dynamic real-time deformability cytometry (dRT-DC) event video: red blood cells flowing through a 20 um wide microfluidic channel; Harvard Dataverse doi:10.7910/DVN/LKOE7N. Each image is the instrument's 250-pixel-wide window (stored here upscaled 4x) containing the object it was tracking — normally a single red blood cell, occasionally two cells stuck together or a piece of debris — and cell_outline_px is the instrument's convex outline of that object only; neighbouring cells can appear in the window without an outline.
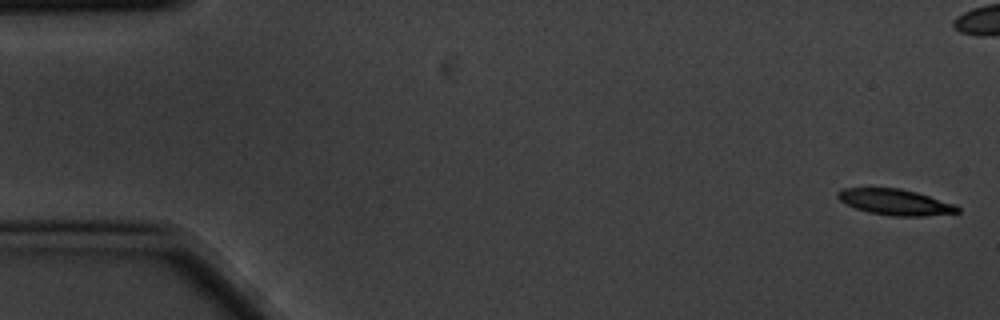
{"species": "common noctule bat (a hibernating species)", "species_latin": "Nyctalus noctula", "temperature_condition": "cold", "stored_images_in_passage": 6, "camera_frame_rate_fps": 3000, "um_per_image_px": 0.085, "animal": {"sex": "male", "body_mass_g": 20.1, "forearm_length_mm": 53.5}, "frame": {"image": 1, "passage_image": 1, "time_ms": 0.0, "image_size_px": [1000, 320], "cell_outline_px": [[960, 212], [924, 216], [892, 216], [868, 212], [856, 208], [840, 200], [836, 196], [836, 192], [844, 188], [900, 188], [916, 192], [956, 204], [960, 208]], "centroid_in_image_um": [76.11, 17.18], "position_along_channel_um": 8.9, "area_um2": 18.03}}
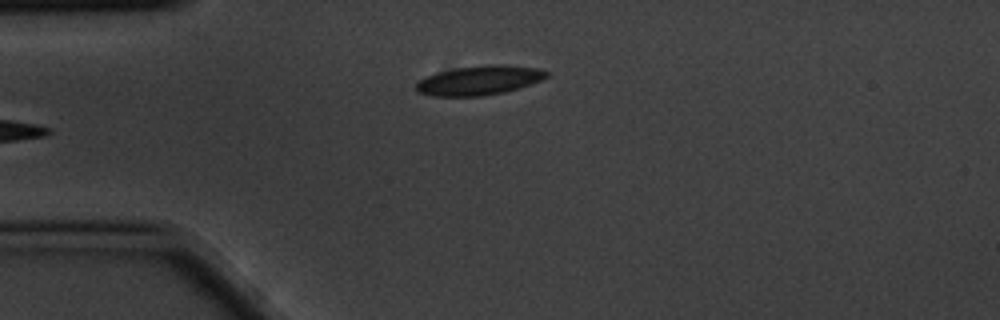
{"frame": {"image": 2, "passage_image": 6, "time_ms": 1.667, "image_size_px": [1000, 320], "cell_outline_px": [[548, 76], [540, 80], [504, 92], [480, 96], [432, 96], [416, 92], [416, 84], [420, 80], [436, 72], [456, 68], [492, 64], [504, 64], [540, 68], [548, 72]], "centroid_in_image_um": [40.72, 6.82], "position_along_channel_um": 44.3, "area_um2": 22.14}}